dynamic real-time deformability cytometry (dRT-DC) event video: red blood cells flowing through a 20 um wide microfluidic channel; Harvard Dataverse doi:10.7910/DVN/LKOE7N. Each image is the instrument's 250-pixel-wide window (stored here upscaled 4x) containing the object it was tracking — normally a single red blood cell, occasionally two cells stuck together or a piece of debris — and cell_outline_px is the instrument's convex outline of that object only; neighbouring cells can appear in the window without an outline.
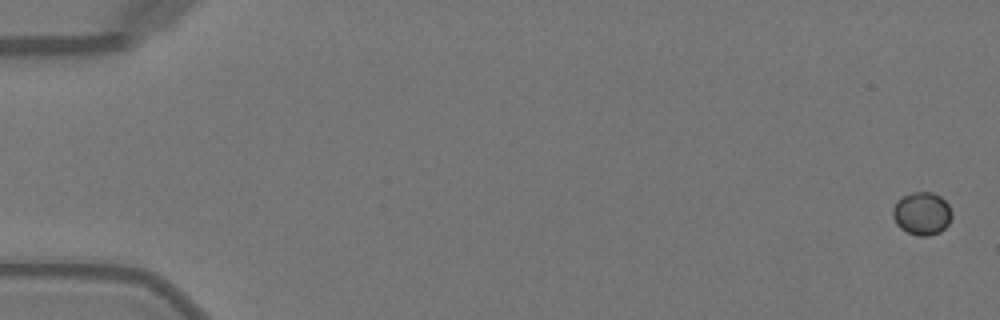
{"species": "Egyptian fruit bat (a non-hibernating species)", "species_latin": "Rousettus aegyptiacus", "temperature_condition": "warm", "stored_images_in_passage": 18, "camera_frame_rate_fps": 3000, "um_per_image_px": 0.085, "animal": {"sex": "female"}, "frame": {"image": 1, "passage_image": 1, "time_ms": 0.0, "image_size_px": [1000, 320], "cell_outline_px": [[952, 216], [948, 224], [940, 232], [928, 236], [916, 236], [900, 228], [896, 224], [892, 216], [892, 208], [896, 200], [912, 192], [932, 192], [940, 196], [948, 204], [952, 212]], "centroid_in_image_um": [78.35, 18.15], "position_along_channel_um": 6.7, "area_um2": 14.91}}
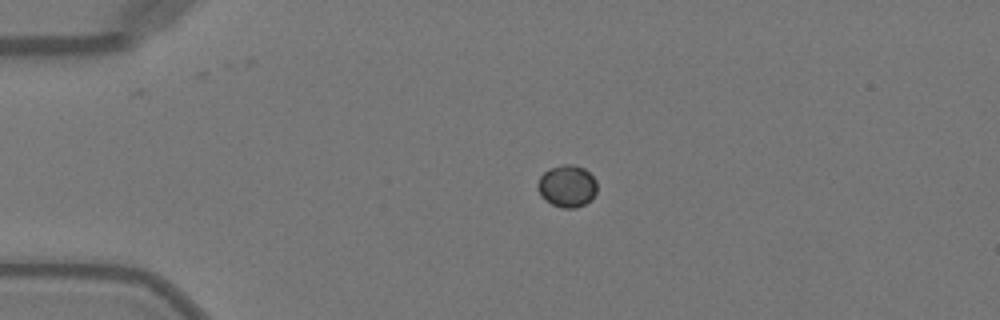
{"frame": {"image": 2, "passage_image": 12, "time_ms": 3.667, "image_size_px": [1000, 320], "cell_outline_px": [[596, 192], [592, 200], [576, 208], [560, 208], [544, 200], [540, 196], [536, 188], [536, 184], [540, 176], [548, 168], [564, 164], [572, 164], [584, 168], [596, 180]], "centroid_in_image_um": [48.17, 15.82], "position_along_channel_um": 36.8, "area_um2": 14.85}}